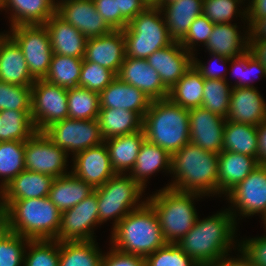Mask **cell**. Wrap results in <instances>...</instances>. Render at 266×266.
<instances>
[{
	"label": "cell",
	"mask_w": 266,
	"mask_h": 266,
	"mask_svg": "<svg viewBox=\"0 0 266 266\" xmlns=\"http://www.w3.org/2000/svg\"><path fill=\"white\" fill-rule=\"evenodd\" d=\"M112 230V247L125 254L146 257L167 244L157 215L147 200Z\"/></svg>",
	"instance_id": "cell-3"
},
{
	"label": "cell",
	"mask_w": 266,
	"mask_h": 266,
	"mask_svg": "<svg viewBox=\"0 0 266 266\" xmlns=\"http://www.w3.org/2000/svg\"><path fill=\"white\" fill-rule=\"evenodd\" d=\"M200 196L203 195L182 192L166 186L150 198L147 197L167 243H178L194 226L198 214L193 201Z\"/></svg>",
	"instance_id": "cell-6"
},
{
	"label": "cell",
	"mask_w": 266,
	"mask_h": 266,
	"mask_svg": "<svg viewBox=\"0 0 266 266\" xmlns=\"http://www.w3.org/2000/svg\"><path fill=\"white\" fill-rule=\"evenodd\" d=\"M232 89L233 87H229L227 79H205L201 106L212 113L226 118L229 111Z\"/></svg>",
	"instance_id": "cell-41"
},
{
	"label": "cell",
	"mask_w": 266,
	"mask_h": 266,
	"mask_svg": "<svg viewBox=\"0 0 266 266\" xmlns=\"http://www.w3.org/2000/svg\"><path fill=\"white\" fill-rule=\"evenodd\" d=\"M171 160L172 156L167 151L145 139L129 175L145 189L147 178L152 174L163 169L171 172Z\"/></svg>",
	"instance_id": "cell-31"
},
{
	"label": "cell",
	"mask_w": 266,
	"mask_h": 266,
	"mask_svg": "<svg viewBox=\"0 0 266 266\" xmlns=\"http://www.w3.org/2000/svg\"><path fill=\"white\" fill-rule=\"evenodd\" d=\"M125 57L123 30L87 39L84 59L88 62L99 64L117 75Z\"/></svg>",
	"instance_id": "cell-20"
},
{
	"label": "cell",
	"mask_w": 266,
	"mask_h": 266,
	"mask_svg": "<svg viewBox=\"0 0 266 266\" xmlns=\"http://www.w3.org/2000/svg\"><path fill=\"white\" fill-rule=\"evenodd\" d=\"M242 2L243 0H203L202 14L215 24L231 23L232 18L238 14L246 21L247 8L243 12L237 10Z\"/></svg>",
	"instance_id": "cell-46"
},
{
	"label": "cell",
	"mask_w": 266,
	"mask_h": 266,
	"mask_svg": "<svg viewBox=\"0 0 266 266\" xmlns=\"http://www.w3.org/2000/svg\"><path fill=\"white\" fill-rule=\"evenodd\" d=\"M68 154L56 146L43 132L36 131L25 144V170L38 172L54 178L71 172L65 169L68 165ZM68 172V173H67Z\"/></svg>",
	"instance_id": "cell-12"
},
{
	"label": "cell",
	"mask_w": 266,
	"mask_h": 266,
	"mask_svg": "<svg viewBox=\"0 0 266 266\" xmlns=\"http://www.w3.org/2000/svg\"><path fill=\"white\" fill-rule=\"evenodd\" d=\"M100 108H117L136 112L142 119L152 100L138 88L116 77L99 93Z\"/></svg>",
	"instance_id": "cell-22"
},
{
	"label": "cell",
	"mask_w": 266,
	"mask_h": 266,
	"mask_svg": "<svg viewBox=\"0 0 266 266\" xmlns=\"http://www.w3.org/2000/svg\"><path fill=\"white\" fill-rule=\"evenodd\" d=\"M0 81L20 86H32L35 82L21 48L8 34L0 38Z\"/></svg>",
	"instance_id": "cell-25"
},
{
	"label": "cell",
	"mask_w": 266,
	"mask_h": 266,
	"mask_svg": "<svg viewBox=\"0 0 266 266\" xmlns=\"http://www.w3.org/2000/svg\"><path fill=\"white\" fill-rule=\"evenodd\" d=\"M68 118L97 119L100 111L99 94L82 87L68 88Z\"/></svg>",
	"instance_id": "cell-40"
},
{
	"label": "cell",
	"mask_w": 266,
	"mask_h": 266,
	"mask_svg": "<svg viewBox=\"0 0 266 266\" xmlns=\"http://www.w3.org/2000/svg\"><path fill=\"white\" fill-rule=\"evenodd\" d=\"M117 77L144 92L151 100L168 98L169 89L146 59L125 57Z\"/></svg>",
	"instance_id": "cell-19"
},
{
	"label": "cell",
	"mask_w": 266,
	"mask_h": 266,
	"mask_svg": "<svg viewBox=\"0 0 266 266\" xmlns=\"http://www.w3.org/2000/svg\"><path fill=\"white\" fill-rule=\"evenodd\" d=\"M248 41L266 40V17L259 19H247Z\"/></svg>",
	"instance_id": "cell-55"
},
{
	"label": "cell",
	"mask_w": 266,
	"mask_h": 266,
	"mask_svg": "<svg viewBox=\"0 0 266 266\" xmlns=\"http://www.w3.org/2000/svg\"><path fill=\"white\" fill-rule=\"evenodd\" d=\"M9 36L21 48L34 80H43L48 74L53 50L45 25H20L10 29Z\"/></svg>",
	"instance_id": "cell-9"
},
{
	"label": "cell",
	"mask_w": 266,
	"mask_h": 266,
	"mask_svg": "<svg viewBox=\"0 0 266 266\" xmlns=\"http://www.w3.org/2000/svg\"><path fill=\"white\" fill-rule=\"evenodd\" d=\"M43 133L67 154L71 151L73 156L105 141L98 119L78 120L66 118L50 125Z\"/></svg>",
	"instance_id": "cell-10"
},
{
	"label": "cell",
	"mask_w": 266,
	"mask_h": 266,
	"mask_svg": "<svg viewBox=\"0 0 266 266\" xmlns=\"http://www.w3.org/2000/svg\"><path fill=\"white\" fill-rule=\"evenodd\" d=\"M218 156L187 143L172 155L170 173L175 180L168 187L203 196L218 194Z\"/></svg>",
	"instance_id": "cell-2"
},
{
	"label": "cell",
	"mask_w": 266,
	"mask_h": 266,
	"mask_svg": "<svg viewBox=\"0 0 266 266\" xmlns=\"http://www.w3.org/2000/svg\"><path fill=\"white\" fill-rule=\"evenodd\" d=\"M99 221L97 194L94 191L76 206L61 213V224L56 236L59 242L95 240L93 228Z\"/></svg>",
	"instance_id": "cell-13"
},
{
	"label": "cell",
	"mask_w": 266,
	"mask_h": 266,
	"mask_svg": "<svg viewBox=\"0 0 266 266\" xmlns=\"http://www.w3.org/2000/svg\"><path fill=\"white\" fill-rule=\"evenodd\" d=\"M55 0H1V9H10L11 27L44 25L56 13Z\"/></svg>",
	"instance_id": "cell-27"
},
{
	"label": "cell",
	"mask_w": 266,
	"mask_h": 266,
	"mask_svg": "<svg viewBox=\"0 0 266 266\" xmlns=\"http://www.w3.org/2000/svg\"><path fill=\"white\" fill-rule=\"evenodd\" d=\"M145 141V133L142 130L123 136L105 139L111 166L116 173L125 172L134 168L141 145ZM129 169V170H128Z\"/></svg>",
	"instance_id": "cell-29"
},
{
	"label": "cell",
	"mask_w": 266,
	"mask_h": 266,
	"mask_svg": "<svg viewBox=\"0 0 266 266\" xmlns=\"http://www.w3.org/2000/svg\"><path fill=\"white\" fill-rule=\"evenodd\" d=\"M95 240L60 242L59 266H100L102 252Z\"/></svg>",
	"instance_id": "cell-36"
},
{
	"label": "cell",
	"mask_w": 266,
	"mask_h": 266,
	"mask_svg": "<svg viewBox=\"0 0 266 266\" xmlns=\"http://www.w3.org/2000/svg\"><path fill=\"white\" fill-rule=\"evenodd\" d=\"M67 88L35 80L32 85L31 118L36 131L68 118Z\"/></svg>",
	"instance_id": "cell-11"
},
{
	"label": "cell",
	"mask_w": 266,
	"mask_h": 266,
	"mask_svg": "<svg viewBox=\"0 0 266 266\" xmlns=\"http://www.w3.org/2000/svg\"><path fill=\"white\" fill-rule=\"evenodd\" d=\"M95 188L72 173L54 179L48 198L64 212L94 193Z\"/></svg>",
	"instance_id": "cell-30"
},
{
	"label": "cell",
	"mask_w": 266,
	"mask_h": 266,
	"mask_svg": "<svg viewBox=\"0 0 266 266\" xmlns=\"http://www.w3.org/2000/svg\"><path fill=\"white\" fill-rule=\"evenodd\" d=\"M241 244V245H240ZM238 248L255 266H266V236L246 239L238 244Z\"/></svg>",
	"instance_id": "cell-50"
},
{
	"label": "cell",
	"mask_w": 266,
	"mask_h": 266,
	"mask_svg": "<svg viewBox=\"0 0 266 266\" xmlns=\"http://www.w3.org/2000/svg\"><path fill=\"white\" fill-rule=\"evenodd\" d=\"M100 266H145V257L125 254L111 247L110 252L103 255Z\"/></svg>",
	"instance_id": "cell-51"
},
{
	"label": "cell",
	"mask_w": 266,
	"mask_h": 266,
	"mask_svg": "<svg viewBox=\"0 0 266 266\" xmlns=\"http://www.w3.org/2000/svg\"><path fill=\"white\" fill-rule=\"evenodd\" d=\"M161 13L158 4H150L123 29L126 57L146 59L174 42Z\"/></svg>",
	"instance_id": "cell-7"
},
{
	"label": "cell",
	"mask_w": 266,
	"mask_h": 266,
	"mask_svg": "<svg viewBox=\"0 0 266 266\" xmlns=\"http://www.w3.org/2000/svg\"><path fill=\"white\" fill-rule=\"evenodd\" d=\"M214 24L215 23H212L206 16L202 14L193 21L185 37L179 43L185 50L195 56L193 52L195 51L193 49L194 46H196V43H203L206 45L209 36L212 33Z\"/></svg>",
	"instance_id": "cell-49"
},
{
	"label": "cell",
	"mask_w": 266,
	"mask_h": 266,
	"mask_svg": "<svg viewBox=\"0 0 266 266\" xmlns=\"http://www.w3.org/2000/svg\"><path fill=\"white\" fill-rule=\"evenodd\" d=\"M242 255L238 258H228V255L223 256L217 262L207 266H255L251 260L240 249L238 250Z\"/></svg>",
	"instance_id": "cell-57"
},
{
	"label": "cell",
	"mask_w": 266,
	"mask_h": 266,
	"mask_svg": "<svg viewBox=\"0 0 266 266\" xmlns=\"http://www.w3.org/2000/svg\"><path fill=\"white\" fill-rule=\"evenodd\" d=\"M223 138V151L245 154L257 159V126L226 120Z\"/></svg>",
	"instance_id": "cell-34"
},
{
	"label": "cell",
	"mask_w": 266,
	"mask_h": 266,
	"mask_svg": "<svg viewBox=\"0 0 266 266\" xmlns=\"http://www.w3.org/2000/svg\"><path fill=\"white\" fill-rule=\"evenodd\" d=\"M258 164L266 165V121L257 126Z\"/></svg>",
	"instance_id": "cell-56"
},
{
	"label": "cell",
	"mask_w": 266,
	"mask_h": 266,
	"mask_svg": "<svg viewBox=\"0 0 266 266\" xmlns=\"http://www.w3.org/2000/svg\"><path fill=\"white\" fill-rule=\"evenodd\" d=\"M145 266H200L177 243H167L145 257Z\"/></svg>",
	"instance_id": "cell-45"
},
{
	"label": "cell",
	"mask_w": 266,
	"mask_h": 266,
	"mask_svg": "<svg viewBox=\"0 0 266 266\" xmlns=\"http://www.w3.org/2000/svg\"><path fill=\"white\" fill-rule=\"evenodd\" d=\"M218 164V194L225 195L259 165L255 157L231 151L219 153Z\"/></svg>",
	"instance_id": "cell-26"
},
{
	"label": "cell",
	"mask_w": 266,
	"mask_h": 266,
	"mask_svg": "<svg viewBox=\"0 0 266 266\" xmlns=\"http://www.w3.org/2000/svg\"><path fill=\"white\" fill-rule=\"evenodd\" d=\"M117 75L99 64L88 62L83 58L79 87L100 93L104 90Z\"/></svg>",
	"instance_id": "cell-44"
},
{
	"label": "cell",
	"mask_w": 266,
	"mask_h": 266,
	"mask_svg": "<svg viewBox=\"0 0 266 266\" xmlns=\"http://www.w3.org/2000/svg\"><path fill=\"white\" fill-rule=\"evenodd\" d=\"M230 64L232 65V73L239 78L238 82L233 87H254L253 84L248 82V74L254 75L253 73L258 75H263L266 77V68L262 65V63L256 59L252 53L247 50L242 55L234 58H230ZM251 78V77H250Z\"/></svg>",
	"instance_id": "cell-47"
},
{
	"label": "cell",
	"mask_w": 266,
	"mask_h": 266,
	"mask_svg": "<svg viewBox=\"0 0 266 266\" xmlns=\"http://www.w3.org/2000/svg\"><path fill=\"white\" fill-rule=\"evenodd\" d=\"M248 50L266 68V40L248 41Z\"/></svg>",
	"instance_id": "cell-59"
},
{
	"label": "cell",
	"mask_w": 266,
	"mask_h": 266,
	"mask_svg": "<svg viewBox=\"0 0 266 266\" xmlns=\"http://www.w3.org/2000/svg\"><path fill=\"white\" fill-rule=\"evenodd\" d=\"M247 5V19H259L266 17V0H251Z\"/></svg>",
	"instance_id": "cell-58"
},
{
	"label": "cell",
	"mask_w": 266,
	"mask_h": 266,
	"mask_svg": "<svg viewBox=\"0 0 266 266\" xmlns=\"http://www.w3.org/2000/svg\"><path fill=\"white\" fill-rule=\"evenodd\" d=\"M97 119L104 139L142 130L143 119L136 112L125 109L100 108Z\"/></svg>",
	"instance_id": "cell-33"
},
{
	"label": "cell",
	"mask_w": 266,
	"mask_h": 266,
	"mask_svg": "<svg viewBox=\"0 0 266 266\" xmlns=\"http://www.w3.org/2000/svg\"><path fill=\"white\" fill-rule=\"evenodd\" d=\"M149 2V4H158L163 0H147Z\"/></svg>",
	"instance_id": "cell-61"
},
{
	"label": "cell",
	"mask_w": 266,
	"mask_h": 266,
	"mask_svg": "<svg viewBox=\"0 0 266 266\" xmlns=\"http://www.w3.org/2000/svg\"><path fill=\"white\" fill-rule=\"evenodd\" d=\"M32 86H20L0 81V111H31Z\"/></svg>",
	"instance_id": "cell-43"
},
{
	"label": "cell",
	"mask_w": 266,
	"mask_h": 266,
	"mask_svg": "<svg viewBox=\"0 0 266 266\" xmlns=\"http://www.w3.org/2000/svg\"><path fill=\"white\" fill-rule=\"evenodd\" d=\"M25 144L26 141L0 142V191L25 170Z\"/></svg>",
	"instance_id": "cell-39"
},
{
	"label": "cell",
	"mask_w": 266,
	"mask_h": 266,
	"mask_svg": "<svg viewBox=\"0 0 266 266\" xmlns=\"http://www.w3.org/2000/svg\"><path fill=\"white\" fill-rule=\"evenodd\" d=\"M149 4L147 0H118V14H120V30L143 11Z\"/></svg>",
	"instance_id": "cell-52"
},
{
	"label": "cell",
	"mask_w": 266,
	"mask_h": 266,
	"mask_svg": "<svg viewBox=\"0 0 266 266\" xmlns=\"http://www.w3.org/2000/svg\"><path fill=\"white\" fill-rule=\"evenodd\" d=\"M158 6L174 42H180L193 21L203 13V0H163Z\"/></svg>",
	"instance_id": "cell-23"
},
{
	"label": "cell",
	"mask_w": 266,
	"mask_h": 266,
	"mask_svg": "<svg viewBox=\"0 0 266 266\" xmlns=\"http://www.w3.org/2000/svg\"><path fill=\"white\" fill-rule=\"evenodd\" d=\"M146 60L170 90L192 67L193 54L185 50L179 42H173L156 50Z\"/></svg>",
	"instance_id": "cell-18"
},
{
	"label": "cell",
	"mask_w": 266,
	"mask_h": 266,
	"mask_svg": "<svg viewBox=\"0 0 266 266\" xmlns=\"http://www.w3.org/2000/svg\"><path fill=\"white\" fill-rule=\"evenodd\" d=\"M82 62L83 58L53 54L44 80L67 89L79 87Z\"/></svg>",
	"instance_id": "cell-38"
},
{
	"label": "cell",
	"mask_w": 266,
	"mask_h": 266,
	"mask_svg": "<svg viewBox=\"0 0 266 266\" xmlns=\"http://www.w3.org/2000/svg\"><path fill=\"white\" fill-rule=\"evenodd\" d=\"M225 119L258 126L266 121V102L255 87H233Z\"/></svg>",
	"instance_id": "cell-21"
},
{
	"label": "cell",
	"mask_w": 266,
	"mask_h": 266,
	"mask_svg": "<svg viewBox=\"0 0 266 266\" xmlns=\"http://www.w3.org/2000/svg\"><path fill=\"white\" fill-rule=\"evenodd\" d=\"M237 25L231 23L214 24L206 49L211 54L234 58L248 50V36L239 34Z\"/></svg>",
	"instance_id": "cell-32"
},
{
	"label": "cell",
	"mask_w": 266,
	"mask_h": 266,
	"mask_svg": "<svg viewBox=\"0 0 266 266\" xmlns=\"http://www.w3.org/2000/svg\"><path fill=\"white\" fill-rule=\"evenodd\" d=\"M71 173L92 185L94 188L104 185L116 172L113 170L106 144L103 142L73 156Z\"/></svg>",
	"instance_id": "cell-17"
},
{
	"label": "cell",
	"mask_w": 266,
	"mask_h": 266,
	"mask_svg": "<svg viewBox=\"0 0 266 266\" xmlns=\"http://www.w3.org/2000/svg\"><path fill=\"white\" fill-rule=\"evenodd\" d=\"M97 12L113 30H120L118 0H92Z\"/></svg>",
	"instance_id": "cell-53"
},
{
	"label": "cell",
	"mask_w": 266,
	"mask_h": 266,
	"mask_svg": "<svg viewBox=\"0 0 266 266\" xmlns=\"http://www.w3.org/2000/svg\"><path fill=\"white\" fill-rule=\"evenodd\" d=\"M236 210L226 209L206 219H197L178 245L200 266L217 262L234 246Z\"/></svg>",
	"instance_id": "cell-1"
},
{
	"label": "cell",
	"mask_w": 266,
	"mask_h": 266,
	"mask_svg": "<svg viewBox=\"0 0 266 266\" xmlns=\"http://www.w3.org/2000/svg\"><path fill=\"white\" fill-rule=\"evenodd\" d=\"M243 217L266 216V165L259 164L243 181L226 194Z\"/></svg>",
	"instance_id": "cell-14"
},
{
	"label": "cell",
	"mask_w": 266,
	"mask_h": 266,
	"mask_svg": "<svg viewBox=\"0 0 266 266\" xmlns=\"http://www.w3.org/2000/svg\"><path fill=\"white\" fill-rule=\"evenodd\" d=\"M23 266H59L60 242L57 240H29Z\"/></svg>",
	"instance_id": "cell-42"
},
{
	"label": "cell",
	"mask_w": 266,
	"mask_h": 266,
	"mask_svg": "<svg viewBox=\"0 0 266 266\" xmlns=\"http://www.w3.org/2000/svg\"><path fill=\"white\" fill-rule=\"evenodd\" d=\"M48 30L53 54L84 58L87 38L54 13L44 24Z\"/></svg>",
	"instance_id": "cell-24"
},
{
	"label": "cell",
	"mask_w": 266,
	"mask_h": 266,
	"mask_svg": "<svg viewBox=\"0 0 266 266\" xmlns=\"http://www.w3.org/2000/svg\"><path fill=\"white\" fill-rule=\"evenodd\" d=\"M262 221H264L263 223H264V226H265V229H266V216L263 218Z\"/></svg>",
	"instance_id": "cell-62"
},
{
	"label": "cell",
	"mask_w": 266,
	"mask_h": 266,
	"mask_svg": "<svg viewBox=\"0 0 266 266\" xmlns=\"http://www.w3.org/2000/svg\"><path fill=\"white\" fill-rule=\"evenodd\" d=\"M225 122V118L202 106L189 109L190 143L206 151L221 153Z\"/></svg>",
	"instance_id": "cell-16"
},
{
	"label": "cell",
	"mask_w": 266,
	"mask_h": 266,
	"mask_svg": "<svg viewBox=\"0 0 266 266\" xmlns=\"http://www.w3.org/2000/svg\"><path fill=\"white\" fill-rule=\"evenodd\" d=\"M205 79L192 67L169 90L168 98L175 104L186 108L200 107L204 92Z\"/></svg>",
	"instance_id": "cell-35"
},
{
	"label": "cell",
	"mask_w": 266,
	"mask_h": 266,
	"mask_svg": "<svg viewBox=\"0 0 266 266\" xmlns=\"http://www.w3.org/2000/svg\"><path fill=\"white\" fill-rule=\"evenodd\" d=\"M10 231L9 211L0 197V240L3 239Z\"/></svg>",
	"instance_id": "cell-60"
},
{
	"label": "cell",
	"mask_w": 266,
	"mask_h": 266,
	"mask_svg": "<svg viewBox=\"0 0 266 266\" xmlns=\"http://www.w3.org/2000/svg\"><path fill=\"white\" fill-rule=\"evenodd\" d=\"M35 132L31 111H0V142L26 141Z\"/></svg>",
	"instance_id": "cell-37"
},
{
	"label": "cell",
	"mask_w": 266,
	"mask_h": 266,
	"mask_svg": "<svg viewBox=\"0 0 266 266\" xmlns=\"http://www.w3.org/2000/svg\"><path fill=\"white\" fill-rule=\"evenodd\" d=\"M54 179L53 176L23 170L0 191V197L2 200L44 198L49 195Z\"/></svg>",
	"instance_id": "cell-28"
},
{
	"label": "cell",
	"mask_w": 266,
	"mask_h": 266,
	"mask_svg": "<svg viewBox=\"0 0 266 266\" xmlns=\"http://www.w3.org/2000/svg\"><path fill=\"white\" fill-rule=\"evenodd\" d=\"M56 3V13L87 39L113 31L97 12L92 0H61Z\"/></svg>",
	"instance_id": "cell-15"
},
{
	"label": "cell",
	"mask_w": 266,
	"mask_h": 266,
	"mask_svg": "<svg viewBox=\"0 0 266 266\" xmlns=\"http://www.w3.org/2000/svg\"><path fill=\"white\" fill-rule=\"evenodd\" d=\"M30 239L10 232L0 240V266H21Z\"/></svg>",
	"instance_id": "cell-48"
},
{
	"label": "cell",
	"mask_w": 266,
	"mask_h": 266,
	"mask_svg": "<svg viewBox=\"0 0 266 266\" xmlns=\"http://www.w3.org/2000/svg\"><path fill=\"white\" fill-rule=\"evenodd\" d=\"M2 201L8 207L11 232L30 240H56L62 212L48 196Z\"/></svg>",
	"instance_id": "cell-5"
},
{
	"label": "cell",
	"mask_w": 266,
	"mask_h": 266,
	"mask_svg": "<svg viewBox=\"0 0 266 266\" xmlns=\"http://www.w3.org/2000/svg\"><path fill=\"white\" fill-rule=\"evenodd\" d=\"M100 223L114 219L113 228L132 210L140 207L144 189L130 175L116 173L104 185L95 188ZM138 201L141 203L139 204Z\"/></svg>",
	"instance_id": "cell-8"
},
{
	"label": "cell",
	"mask_w": 266,
	"mask_h": 266,
	"mask_svg": "<svg viewBox=\"0 0 266 266\" xmlns=\"http://www.w3.org/2000/svg\"><path fill=\"white\" fill-rule=\"evenodd\" d=\"M210 55L211 57L213 56V58H215L219 62L221 61L222 64L225 63L224 65H226L227 62H230V58L224 57L222 55H218V54H210ZM193 66L202 75L204 79L226 80L227 78L226 74H223L225 73L224 71L219 72L215 68L208 67L206 66V64L204 65L201 61L197 60V58H195L194 56H193Z\"/></svg>",
	"instance_id": "cell-54"
},
{
	"label": "cell",
	"mask_w": 266,
	"mask_h": 266,
	"mask_svg": "<svg viewBox=\"0 0 266 266\" xmlns=\"http://www.w3.org/2000/svg\"><path fill=\"white\" fill-rule=\"evenodd\" d=\"M145 139L171 156L190 142L189 109L169 98L152 100L143 117Z\"/></svg>",
	"instance_id": "cell-4"
}]
</instances>
